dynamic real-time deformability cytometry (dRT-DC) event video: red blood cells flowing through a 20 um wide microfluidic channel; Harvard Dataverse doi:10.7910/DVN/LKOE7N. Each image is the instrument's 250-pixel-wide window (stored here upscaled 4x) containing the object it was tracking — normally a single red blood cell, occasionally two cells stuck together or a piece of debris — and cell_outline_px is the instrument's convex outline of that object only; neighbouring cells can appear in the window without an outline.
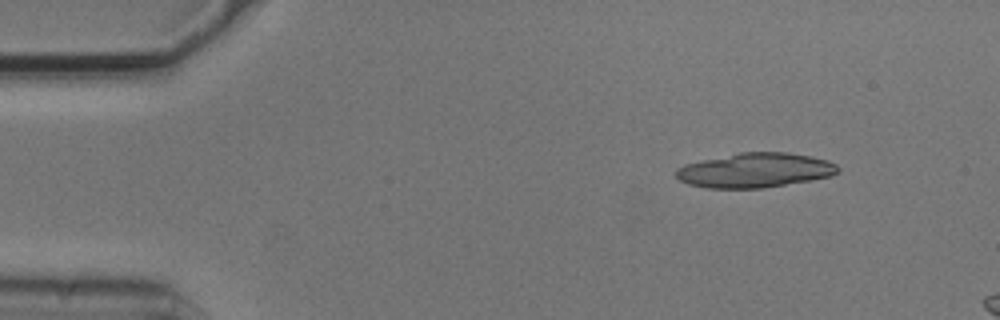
{"species": "common noctule bat (a hibernating species)", "species_latin": "Nyctalus noctula", "temperature_condition": "cold", "stored_images_in_passage": 3, "camera_frame_rate_fps": 3000, "um_per_image_px": 0.085, "animal": {"sex": "male", "body_mass_g": 20.5, "forearm_length_mm": 52.5}, "frame": {"image": 1, "passage_image": 1, "time_ms": 0.0, "image_size_px": [1000, 320], "cell_outline_px": [[840, 172], [832, 176], [764, 188], [708, 188], [688, 184], [680, 180], [676, 176], [676, 168], [684, 164], [740, 152], [788, 152], [812, 156], [828, 160], [836, 164], [840, 168]], "centroid_in_image_um": [64.21, 14.47], "position_along_channel_um": 20.8, "area_um2": 32.71}}